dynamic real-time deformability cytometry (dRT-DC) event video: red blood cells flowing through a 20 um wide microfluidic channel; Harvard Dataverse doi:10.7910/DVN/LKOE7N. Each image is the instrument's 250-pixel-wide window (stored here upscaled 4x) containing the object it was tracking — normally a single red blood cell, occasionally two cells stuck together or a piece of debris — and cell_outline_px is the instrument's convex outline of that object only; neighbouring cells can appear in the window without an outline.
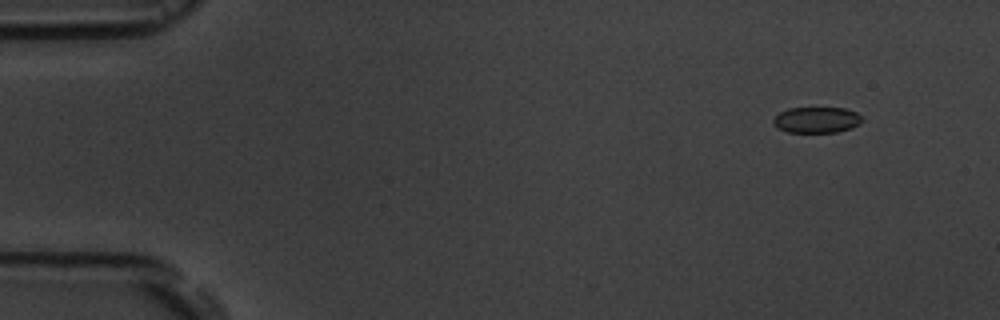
{"species": "common noctule bat (a hibernating species)", "species_latin": "Nyctalus noctula", "temperature_condition": "room temperature", "stored_images_in_passage": 5, "camera_frame_rate_fps": 3000, "um_per_image_px": 0.085, "animal": {"sex": "male", "body_mass_g": 19.5, "forearm_length_mm": 54.6}, "frame": {"image": 1, "passage_image": 2, "time_ms": 1.333, "image_size_px": [1000, 320], "cell_outline_px": [[864, 120], [860, 124], [852, 128], [836, 132], [788, 132], [776, 128], [772, 124], [772, 120], [780, 112], [788, 108], [844, 108], [856, 112]], "centroid_in_image_um": [69.4, 10.2], "position_along_channel_um": 15.6, "area_um2": 13.53}}
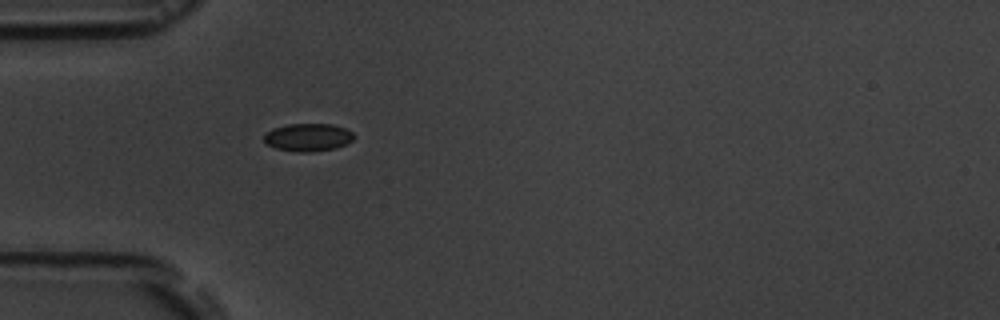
{"frame": {"image": 2, "passage_image": 5, "time_ms": 5.333, "image_size_px": [1000, 320], "cell_outline_px": [[356, 136], [352, 140], [336, 148], [308, 152], [296, 152], [276, 148], [264, 144], [264, 136], [272, 128], [288, 124], [332, 124], [344, 128], [352, 132]], "centroid_in_image_um": [26.16, 11.67], "position_along_channel_um": 58.8, "area_um2": 14.57}}